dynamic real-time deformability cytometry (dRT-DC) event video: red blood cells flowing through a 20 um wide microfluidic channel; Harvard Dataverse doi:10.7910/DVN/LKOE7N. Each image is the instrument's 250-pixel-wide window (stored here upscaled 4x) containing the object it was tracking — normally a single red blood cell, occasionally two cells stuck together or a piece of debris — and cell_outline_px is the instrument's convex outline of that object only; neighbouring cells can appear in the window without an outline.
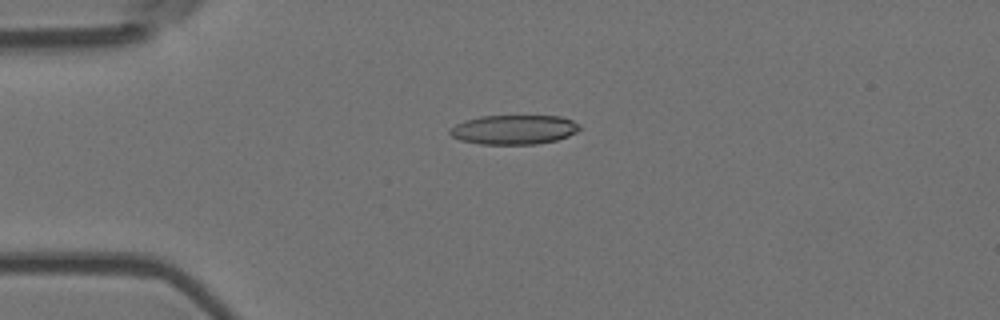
{"species": "Egyptian fruit bat (a non-hibernating species)", "species_latin": "Rousettus aegyptiacus", "temperature_condition": "room temperature", "stored_images_in_passage": 5, "camera_frame_rate_fps": 3000, "um_per_image_px": 0.085, "animal": {"sex": "female"}, "frame": {"image": 1, "passage_image": 5, "time_ms": 1.333, "image_size_px": [1000, 320], "cell_outline_px": [[580, 128], [576, 132], [568, 136], [556, 140], [536, 144], [480, 144], [460, 140], [452, 136], [448, 132], [456, 124], [464, 120], [480, 116], [560, 116], [572, 120], [580, 124]], "centroid_in_image_um": [43.69, 11.01], "position_along_channel_um": 41.3, "area_um2": 22.2}}